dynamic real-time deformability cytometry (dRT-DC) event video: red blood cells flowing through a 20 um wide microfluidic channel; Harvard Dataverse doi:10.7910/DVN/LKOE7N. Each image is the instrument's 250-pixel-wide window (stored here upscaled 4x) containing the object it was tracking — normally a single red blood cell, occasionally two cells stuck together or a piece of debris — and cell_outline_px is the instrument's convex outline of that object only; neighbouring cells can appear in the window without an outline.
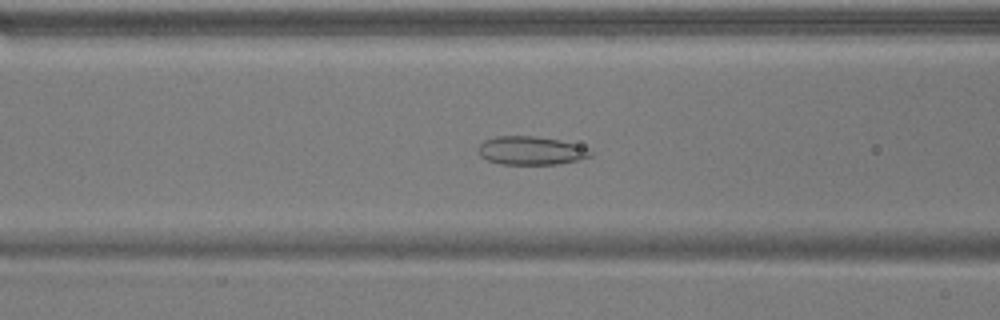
{"species": "common noctule bat (a hibernating species)", "species_latin": "Nyctalus noctula", "temperature_condition": "warm", "stored_images_in_passage": 53, "camera_frame_rate_fps": 3000, "um_per_image_px": 0.085, "animal": {"sex": "male", "body_mass_g": 17.9}, "frame": {"image": 1, "passage_image": 21, "time_ms": 6.667, "image_size_px": [1000, 320], "cell_outline_px": [[592, 156], [576, 160], [556, 164], [500, 164], [488, 160], [480, 156], [476, 148], [484, 140], [496, 136], [532, 136], [560, 140], [588, 148], [592, 152]], "centroid_in_image_um": [45.09, 12.8], "position_along_channel_um": 121.5, "area_um2": 18.55}}
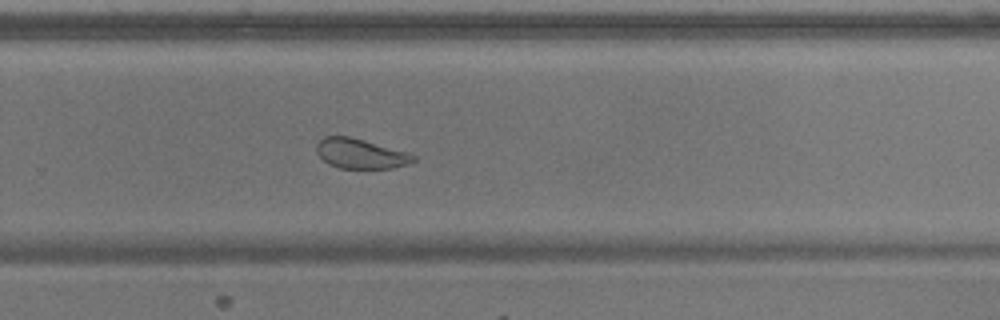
{"frame": {"image": 2, "passage_image": 35, "time_ms": 11.333, "image_size_px": [1000, 320], "cell_outline_px": [[416, 160], [408, 164], [392, 168], [340, 168], [328, 164], [316, 152], [316, 144], [324, 136], [348, 136], [364, 140], [404, 152], [416, 156]], "centroid_in_image_um": [30.6, 13.06], "position_along_channel_um": 299.2, "area_um2": 16.59}}
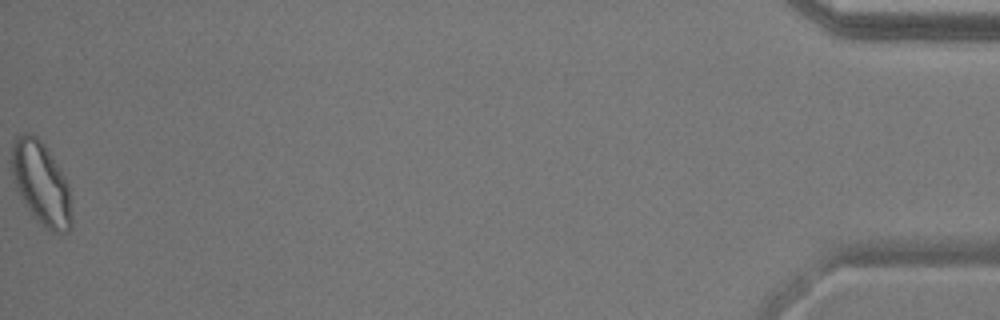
{"frame": {"image": 3, "passage_image": 53, "time_ms": 17.333, "image_size_px": [1000, 320], "cell_outline_px": [[72, 228], [68, 232], [52, 232], [44, 228], [32, 216], [16, 188], [12, 172], [12, 140], [16, 136], [24, 132], [28, 132], [36, 136], [44, 144], [60, 168], [68, 184], [72, 216]], "centroid_in_image_um": [3.5, 15.6], "position_along_channel_um": 431.7, "area_um2": 29.19}, "authors_computed_cell_mechanics": {"area_um2": 22.9466, "velocity_mm_per_s": 3.8102, "shape_relaxation_time_tau1_ms": null, "shape_relaxation_time_tau2_ms": 1.3799, "deformation_change_tau1": null, "deformation_change_tau2": 0.0692}}